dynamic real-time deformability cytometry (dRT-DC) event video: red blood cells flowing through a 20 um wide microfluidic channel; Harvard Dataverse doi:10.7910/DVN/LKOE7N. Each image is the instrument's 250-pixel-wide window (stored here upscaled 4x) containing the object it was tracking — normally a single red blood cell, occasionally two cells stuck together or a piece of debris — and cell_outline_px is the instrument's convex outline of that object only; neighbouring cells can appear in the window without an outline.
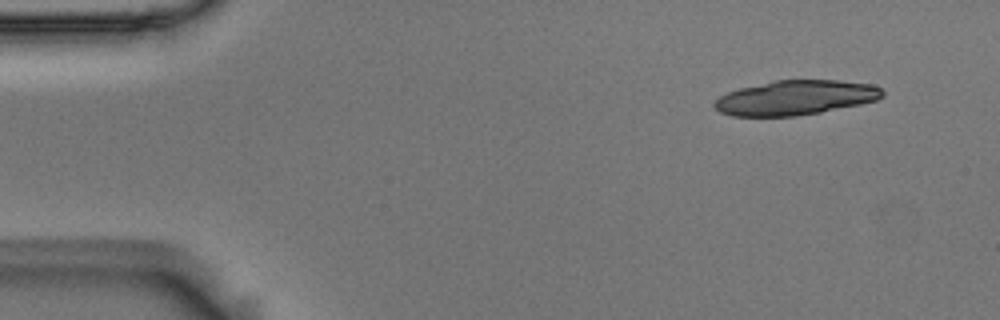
{"species": "Egyptian fruit bat (a non-hibernating species)", "species_latin": "Rousettus aegyptiacus", "temperature_condition": "room temperature", "stored_images_in_passage": 4, "camera_frame_rate_fps": 3000, "um_per_image_px": 0.085, "animal": {"sex": "male"}, "frame": {"image": 1, "passage_image": 1, "time_ms": 0.0, "image_size_px": [1000, 320], "cell_outline_px": [[884, 96], [876, 100], [860, 104], [820, 112], [796, 116], [732, 116], [720, 112], [712, 104], [720, 96], [728, 92], [740, 88], [772, 80], [840, 80], [872, 84], [880, 88], [884, 92]], "centroid_in_image_um": [67.62, 8.3], "position_along_channel_um": 17.4, "area_um2": 33.93}}